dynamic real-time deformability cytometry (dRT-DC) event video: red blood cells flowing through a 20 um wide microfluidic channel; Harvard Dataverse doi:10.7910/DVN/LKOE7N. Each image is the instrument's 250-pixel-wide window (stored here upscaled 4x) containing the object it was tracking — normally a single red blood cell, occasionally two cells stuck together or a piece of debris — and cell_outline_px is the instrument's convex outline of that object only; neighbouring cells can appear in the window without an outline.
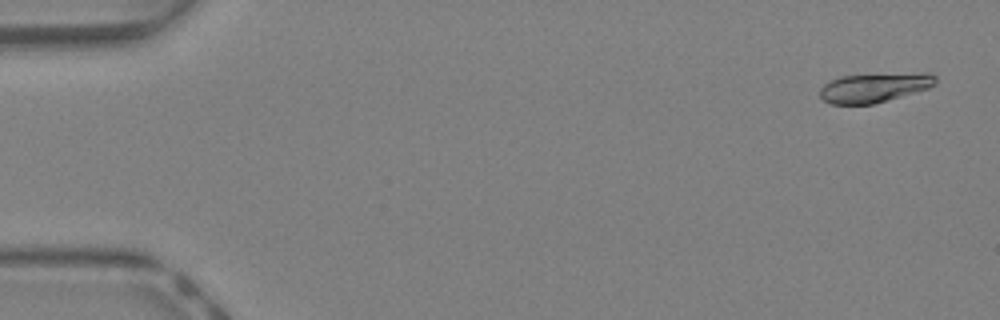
{"species": "Egyptian fruit bat (a non-hibernating species)", "species_latin": "Rousettus aegyptiacus", "temperature_condition": "warm", "stored_images_in_passage": 6, "camera_frame_rate_fps": 3000, "um_per_image_px": 0.085, "animal": {"sex": "female"}, "frame": {"image": 1, "passage_image": 2, "time_ms": 0.333, "image_size_px": [1000, 320], "cell_outline_px": [[936, 84], [928, 88], [888, 100], [872, 104], [832, 104], [824, 100], [820, 96], [820, 88], [824, 84], [840, 76], [924, 72], [928, 72], [936, 76]], "centroid_in_image_um": [74.34, 7.43], "position_along_channel_um": 10.7, "area_um2": 19.71}}